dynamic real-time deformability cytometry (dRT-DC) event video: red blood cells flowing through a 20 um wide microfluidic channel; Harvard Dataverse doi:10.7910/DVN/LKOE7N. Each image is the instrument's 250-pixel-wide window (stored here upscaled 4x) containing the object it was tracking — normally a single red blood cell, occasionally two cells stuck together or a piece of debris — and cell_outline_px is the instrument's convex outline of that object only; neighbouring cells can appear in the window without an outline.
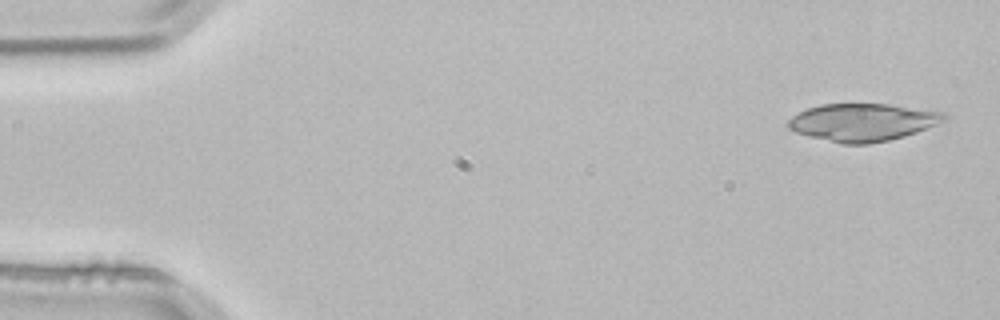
{"species": "common noctule bat (a hibernating species)", "species_latin": "Nyctalus noctula", "temperature_condition": "room temperature", "stored_images_in_passage": 3, "camera_frame_rate_fps": 3000, "um_per_image_px": 0.085, "animal": {"sex": "male", "body_mass_g": 21.5, "forearm_length_mm": 52.0}, "frame": {"image": 1, "passage_image": 1, "time_ms": 0.0, "image_size_px": [1000, 320], "cell_outline_px": [[948, 120], [916, 132], [904, 136], [888, 140], [868, 144], [844, 144], [808, 136], [796, 132], [788, 128], [788, 120], [792, 116], [808, 108], [820, 104], [888, 104], [944, 112], [948, 116]], "centroid_in_image_um": [73.34, 10.39], "position_along_channel_um": 11.7, "area_um2": 34.1}}